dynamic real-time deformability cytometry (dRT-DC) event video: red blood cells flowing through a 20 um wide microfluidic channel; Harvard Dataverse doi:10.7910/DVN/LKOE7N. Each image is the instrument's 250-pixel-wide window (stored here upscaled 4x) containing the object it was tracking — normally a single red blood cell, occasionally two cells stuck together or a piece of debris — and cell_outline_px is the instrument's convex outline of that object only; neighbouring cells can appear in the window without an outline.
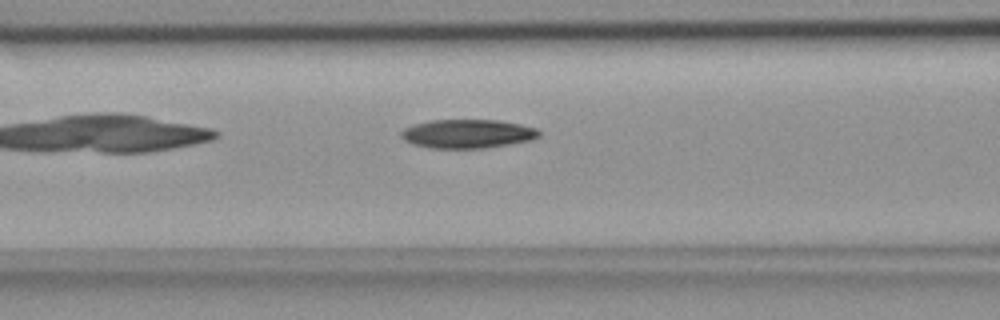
{"species": "common noctule bat (a hibernating species)", "species_latin": "Nyctalus noctula", "temperature_condition": "room temperature", "stored_images_in_passage": 26, "camera_frame_rate_fps": 3000, "um_per_image_px": 0.085, "animal": {"sex": "female", "body_mass_g": 18.4}, "frame": {"image": 1, "passage_image": 5, "time_ms": 1.333, "image_size_px": [1000, 320], "cell_outline_px": [[540, 136], [532, 140], [484, 148], [428, 148], [412, 144], [404, 140], [400, 136], [400, 132], [404, 128], [412, 124], [432, 120], [500, 120], [520, 124], [536, 128], [540, 132]], "centroid_in_image_um": [39.71, 11.37], "position_along_channel_um": 126.9, "area_um2": 23.29}}
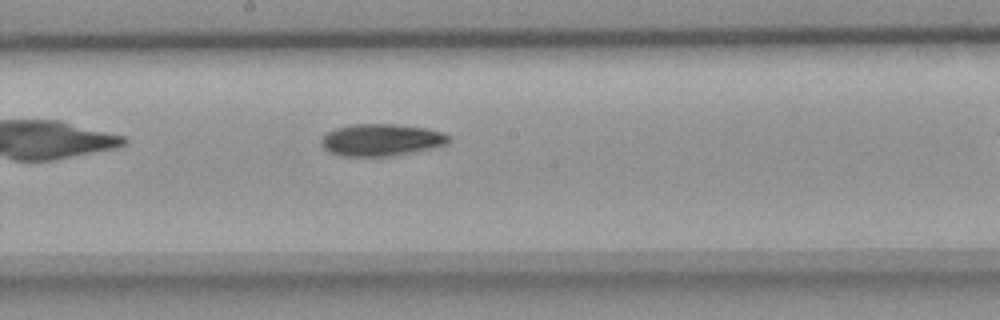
{"frame": {"image": 2, "passage_image": 12, "time_ms": 3.667, "image_size_px": [1000, 320], "cell_outline_px": [[448, 144], [432, 148], [388, 156], [344, 156], [328, 152], [320, 144], [320, 140], [328, 132], [336, 128], [352, 124], [396, 124], [424, 128], [444, 132], [448, 136]], "centroid_in_image_um": [32.38, 11.89], "position_along_channel_um": 215.8, "area_um2": 23.64}}
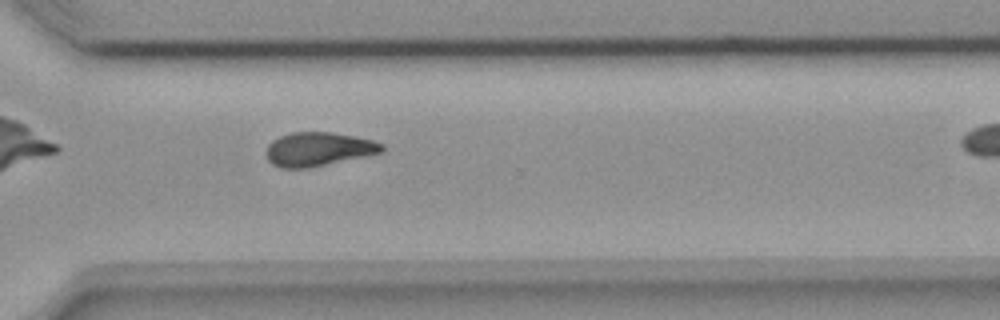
{"frame": {"image": 3, "passage_image": 22, "time_ms": 7.0, "image_size_px": [1000, 320], "cell_outline_px": [[384, 152], [304, 168], [284, 168], [272, 164], [268, 160], [264, 152], [268, 144], [272, 140], [280, 136], [292, 132], [332, 132], [372, 140], [384, 144]], "centroid_in_image_um": [27.02, 12.66], "position_along_channel_um": 343.6, "area_um2": 22.6}}